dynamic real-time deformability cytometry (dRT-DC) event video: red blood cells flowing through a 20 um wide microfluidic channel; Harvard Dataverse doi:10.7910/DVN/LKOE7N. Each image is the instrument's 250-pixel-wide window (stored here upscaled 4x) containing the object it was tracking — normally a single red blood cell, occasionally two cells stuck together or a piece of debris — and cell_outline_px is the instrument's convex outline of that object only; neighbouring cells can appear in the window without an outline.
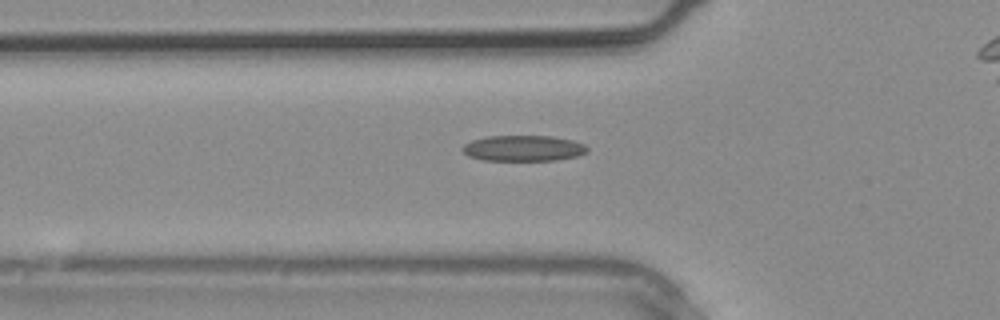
{"species": "common noctule bat (a hibernating species)", "species_latin": "Nyctalus noctula", "temperature_condition": "warm", "stored_images_in_passage": 3, "camera_frame_rate_fps": 3000, "um_per_image_px": 0.085, "animal": {"sex": "male", "body_mass_g": 20.4}, "frame": {"image": 1, "passage_image": 2, "time_ms": 0.333, "image_size_px": [1000, 320], "cell_outline_px": [[588, 152], [580, 156], [556, 160], [484, 160], [468, 156], [460, 148], [464, 144], [472, 140], [488, 136], [552, 136], [572, 140], [584, 144], [588, 148]], "centroid_in_image_um": [44.5, 12.6], "position_along_channel_um": 81.3, "area_um2": 18.84}}